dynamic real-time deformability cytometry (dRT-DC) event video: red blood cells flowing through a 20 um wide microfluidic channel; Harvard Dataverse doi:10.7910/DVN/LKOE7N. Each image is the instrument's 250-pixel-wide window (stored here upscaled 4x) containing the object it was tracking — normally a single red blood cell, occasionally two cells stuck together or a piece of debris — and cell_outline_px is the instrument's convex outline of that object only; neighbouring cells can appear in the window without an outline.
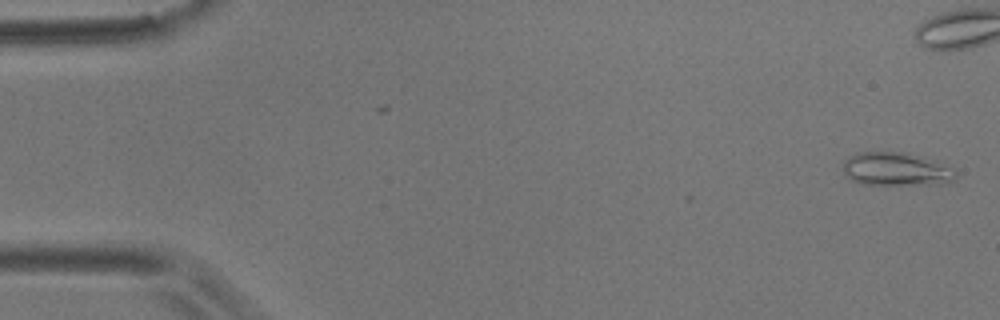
{"species": "common noctule bat (a hibernating species)", "species_latin": "Nyctalus noctula", "temperature_condition": "room temperature", "stored_images_in_passage": 46, "camera_frame_rate_fps": 3000, "um_per_image_px": 0.085, "animal": {"sex": "male", "body_mass_g": 17.9}, "frame": {"image": 1, "passage_image": 2, "time_ms": 0.333, "image_size_px": [1000, 320], "cell_outline_px": [[956, 176], [948, 184], [864, 184], [852, 180], [844, 172], [844, 160], [856, 152], [908, 152], [936, 160], [952, 168], [956, 172]], "centroid_in_image_um": [76.21, 14.36], "position_along_channel_um": 8.8, "area_um2": 21.96}}
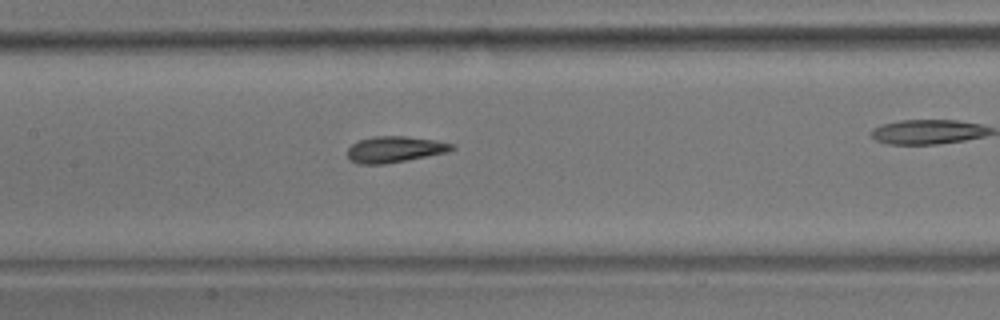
{"frame": {"image": 2, "passage_image": 27, "time_ms": 8.667, "image_size_px": [1000, 320], "cell_outline_px": [[456, 148], [448, 152], [408, 160], [384, 164], [356, 164], [348, 156], [348, 148], [352, 144], [360, 140], [372, 136], [404, 136], [436, 140], [452, 144]], "centroid_in_image_um": [33.56, 12.69], "position_along_channel_um": 173.8, "area_um2": 15.9}}
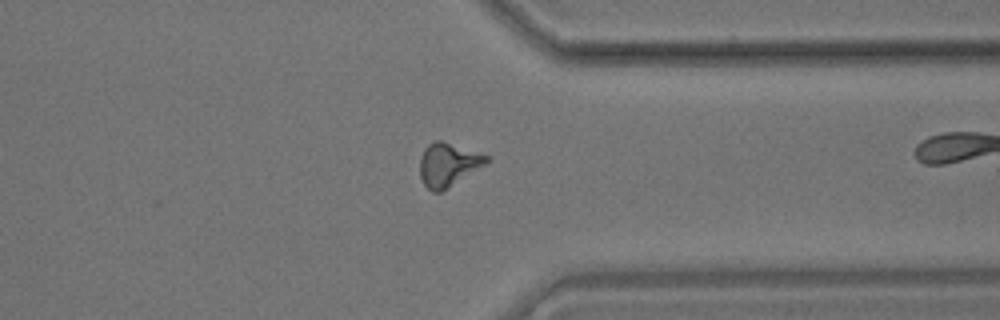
{"frame": {"image": 3, "passage_image": 44, "time_ms": 14.333, "image_size_px": [1000, 320], "cell_outline_px": [[488, 160], [484, 164], [440, 192], [432, 192], [424, 184], [420, 176], [420, 156], [424, 148], [432, 140], [440, 140], [488, 156]], "centroid_in_image_um": [38.01, 13.97], "position_along_channel_um": 373.4, "area_um2": 16.3}}